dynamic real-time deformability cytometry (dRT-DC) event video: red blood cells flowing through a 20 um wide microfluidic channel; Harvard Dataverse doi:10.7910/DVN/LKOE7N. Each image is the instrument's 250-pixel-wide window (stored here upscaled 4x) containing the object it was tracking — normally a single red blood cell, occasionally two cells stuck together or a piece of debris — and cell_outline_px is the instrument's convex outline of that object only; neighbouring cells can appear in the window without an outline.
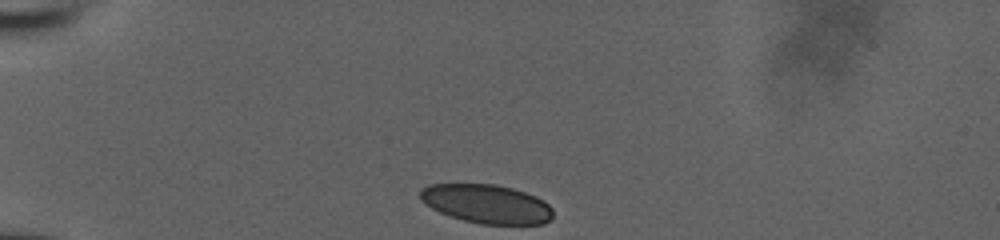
{"species": "human", "species_latin": "Homo sapiens", "temperature_condition": "room temperature", "stored_images_in_passage": 11, "camera_frame_rate_fps": 3000, "um_per_image_px": 0.085, "donor": {"sex": "male"}, "frame": {"image": 1, "passage_image": 1, "time_ms": 0.0, "image_size_px": [1000, 240], "cell_outline_px": [[552, 216], [544, 224], [480, 224], [464, 220], [440, 212], [432, 208], [420, 200], [420, 188], [428, 184], [496, 184], [512, 188], [536, 196], [544, 200], [552, 208]], "centroid_in_image_um": [41.35, 17.32], "position_along_channel_um": 43.6, "area_um2": 30.06}}
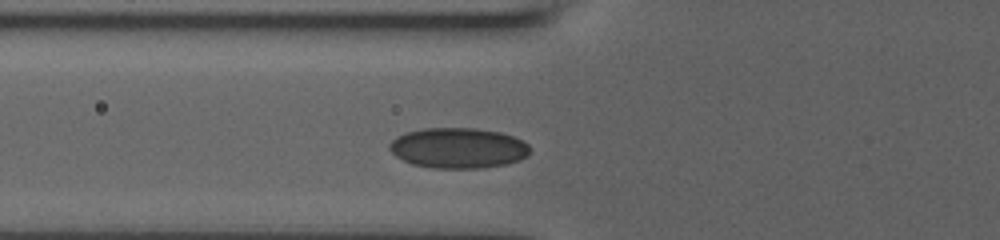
{"frame": {"image": 2, "passage_image": 7, "time_ms": 2.333, "image_size_px": [1000, 240], "cell_outline_px": [[528, 156], [520, 160], [508, 164], [480, 168], [432, 168], [412, 164], [396, 156], [388, 148], [388, 144], [396, 136], [408, 132], [424, 128], [476, 128], [500, 132], [524, 140], [528, 144]], "centroid_in_image_um": [38.95, 12.58], "position_along_channel_um": 86.8, "area_um2": 33.23}}
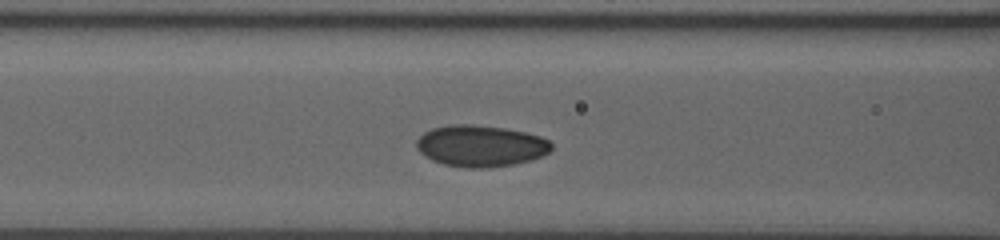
{"frame": {"image": 3, "passage_image": 10, "time_ms": 3.333, "image_size_px": [1000, 240], "cell_outline_px": [[552, 148], [548, 152], [532, 160], [512, 164], [488, 168], [468, 168], [444, 164], [432, 160], [424, 156], [416, 148], [416, 140], [424, 132], [432, 128], [448, 124], [472, 124], [504, 128], [524, 132], [540, 136], [548, 140], [552, 144]], "centroid_in_image_um": [40.82, 12.4], "position_along_channel_um": 125.8, "area_um2": 32.66}}